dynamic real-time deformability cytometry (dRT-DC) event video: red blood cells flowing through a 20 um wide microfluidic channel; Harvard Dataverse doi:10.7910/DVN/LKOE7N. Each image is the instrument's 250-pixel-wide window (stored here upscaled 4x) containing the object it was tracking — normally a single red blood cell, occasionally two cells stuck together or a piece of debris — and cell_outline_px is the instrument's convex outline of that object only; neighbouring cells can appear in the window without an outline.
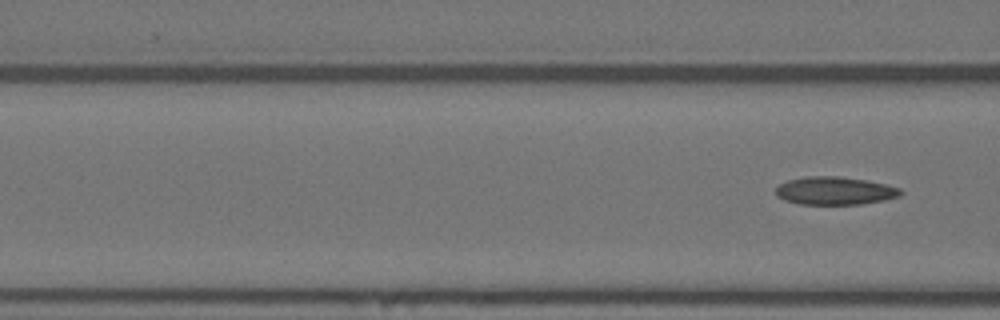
{"species": "Egyptian fruit bat (a non-hibernating species)", "species_latin": "Rousettus aegyptiacus", "temperature_condition": "warm", "stored_images_in_passage": 4, "segment_of_instrument_passage": [2, 2], "camera_frame_rate_fps": 3000, "um_per_image_px": 0.085, "animal": {"sex": "female"}, "frame": {"image": 1, "passage_image": 4, "time_ms": 4.333, "image_size_px": [1000, 320], "cell_outline_px": [[904, 192], [900, 196], [884, 200], [860, 204], [800, 204], [784, 200], [776, 196], [776, 188], [780, 184], [788, 180], [808, 176], [840, 176], [868, 180], [900, 188]], "centroid_in_image_um": [70.97, 16.21], "position_along_channel_um": 95.6, "area_um2": 20.4}}